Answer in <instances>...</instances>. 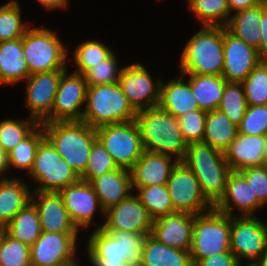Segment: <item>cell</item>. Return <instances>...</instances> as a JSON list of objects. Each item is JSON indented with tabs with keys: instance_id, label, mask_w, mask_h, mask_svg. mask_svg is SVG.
<instances>
[{
	"instance_id": "e575fe53",
	"label": "cell",
	"mask_w": 267,
	"mask_h": 266,
	"mask_svg": "<svg viewBox=\"0 0 267 266\" xmlns=\"http://www.w3.org/2000/svg\"><path fill=\"white\" fill-rule=\"evenodd\" d=\"M190 12L201 25L226 26L230 19L227 0H187Z\"/></svg>"
},
{
	"instance_id": "2e32d148",
	"label": "cell",
	"mask_w": 267,
	"mask_h": 266,
	"mask_svg": "<svg viewBox=\"0 0 267 266\" xmlns=\"http://www.w3.org/2000/svg\"><path fill=\"white\" fill-rule=\"evenodd\" d=\"M64 71L34 73L25 80V103L29 116L39 124L51 114L60 77Z\"/></svg>"
},
{
	"instance_id": "5b68a950",
	"label": "cell",
	"mask_w": 267,
	"mask_h": 266,
	"mask_svg": "<svg viewBox=\"0 0 267 266\" xmlns=\"http://www.w3.org/2000/svg\"><path fill=\"white\" fill-rule=\"evenodd\" d=\"M136 113L119 83L88 86L81 121L96 129L135 120Z\"/></svg>"
},
{
	"instance_id": "9a60e30c",
	"label": "cell",
	"mask_w": 267,
	"mask_h": 266,
	"mask_svg": "<svg viewBox=\"0 0 267 266\" xmlns=\"http://www.w3.org/2000/svg\"><path fill=\"white\" fill-rule=\"evenodd\" d=\"M105 220L95 229L104 231H127L133 233L151 234L153 219L133 192L116 206L105 211Z\"/></svg>"
},
{
	"instance_id": "816d5d0a",
	"label": "cell",
	"mask_w": 267,
	"mask_h": 266,
	"mask_svg": "<svg viewBox=\"0 0 267 266\" xmlns=\"http://www.w3.org/2000/svg\"><path fill=\"white\" fill-rule=\"evenodd\" d=\"M227 2H228L229 12H230V17L231 15L239 11L252 8L260 4L259 0H227Z\"/></svg>"
},
{
	"instance_id": "f6af8a7d",
	"label": "cell",
	"mask_w": 267,
	"mask_h": 266,
	"mask_svg": "<svg viewBox=\"0 0 267 266\" xmlns=\"http://www.w3.org/2000/svg\"><path fill=\"white\" fill-rule=\"evenodd\" d=\"M206 114V111L197 109L192 112L189 111L178 118L182 136L188 145L203 142Z\"/></svg>"
},
{
	"instance_id": "ffe728a7",
	"label": "cell",
	"mask_w": 267,
	"mask_h": 266,
	"mask_svg": "<svg viewBox=\"0 0 267 266\" xmlns=\"http://www.w3.org/2000/svg\"><path fill=\"white\" fill-rule=\"evenodd\" d=\"M265 207L253 195V190L245 176L240 171L232 170L227 179L226 191L223 198L215 206L217 210L231 217L255 216L256 210ZM236 208L239 213L234 214Z\"/></svg>"
},
{
	"instance_id": "7c38bea8",
	"label": "cell",
	"mask_w": 267,
	"mask_h": 266,
	"mask_svg": "<svg viewBox=\"0 0 267 266\" xmlns=\"http://www.w3.org/2000/svg\"><path fill=\"white\" fill-rule=\"evenodd\" d=\"M87 82L84 75L66 69L60 77L51 114L43 122L81 121L86 102Z\"/></svg>"
},
{
	"instance_id": "f35d334b",
	"label": "cell",
	"mask_w": 267,
	"mask_h": 266,
	"mask_svg": "<svg viewBox=\"0 0 267 266\" xmlns=\"http://www.w3.org/2000/svg\"><path fill=\"white\" fill-rule=\"evenodd\" d=\"M247 107V99L242 83L227 82L218 110L223 112L238 127L241 124Z\"/></svg>"
},
{
	"instance_id": "c3c4849f",
	"label": "cell",
	"mask_w": 267,
	"mask_h": 266,
	"mask_svg": "<svg viewBox=\"0 0 267 266\" xmlns=\"http://www.w3.org/2000/svg\"><path fill=\"white\" fill-rule=\"evenodd\" d=\"M240 172L245 176L251 186L253 195H256L257 199L264 206H267V167H249L240 170Z\"/></svg>"
},
{
	"instance_id": "d590c367",
	"label": "cell",
	"mask_w": 267,
	"mask_h": 266,
	"mask_svg": "<svg viewBox=\"0 0 267 266\" xmlns=\"http://www.w3.org/2000/svg\"><path fill=\"white\" fill-rule=\"evenodd\" d=\"M135 191L137 197L153 220L175 213L166 185L139 187Z\"/></svg>"
},
{
	"instance_id": "3957f363",
	"label": "cell",
	"mask_w": 267,
	"mask_h": 266,
	"mask_svg": "<svg viewBox=\"0 0 267 266\" xmlns=\"http://www.w3.org/2000/svg\"><path fill=\"white\" fill-rule=\"evenodd\" d=\"M45 138L61 155V159L81 176L87 166L96 129L83 121L42 122Z\"/></svg>"
},
{
	"instance_id": "9f6ffc18",
	"label": "cell",
	"mask_w": 267,
	"mask_h": 266,
	"mask_svg": "<svg viewBox=\"0 0 267 266\" xmlns=\"http://www.w3.org/2000/svg\"><path fill=\"white\" fill-rule=\"evenodd\" d=\"M264 141H265V146L263 151L262 166L267 167V132L264 135Z\"/></svg>"
},
{
	"instance_id": "681fc988",
	"label": "cell",
	"mask_w": 267,
	"mask_h": 266,
	"mask_svg": "<svg viewBox=\"0 0 267 266\" xmlns=\"http://www.w3.org/2000/svg\"><path fill=\"white\" fill-rule=\"evenodd\" d=\"M238 262L233 253H220L201 259L195 266H236Z\"/></svg>"
},
{
	"instance_id": "52a82bcc",
	"label": "cell",
	"mask_w": 267,
	"mask_h": 266,
	"mask_svg": "<svg viewBox=\"0 0 267 266\" xmlns=\"http://www.w3.org/2000/svg\"><path fill=\"white\" fill-rule=\"evenodd\" d=\"M22 46L30 75L68 69L67 46L52 29L30 26L22 37Z\"/></svg>"
},
{
	"instance_id": "8fae6325",
	"label": "cell",
	"mask_w": 267,
	"mask_h": 266,
	"mask_svg": "<svg viewBox=\"0 0 267 266\" xmlns=\"http://www.w3.org/2000/svg\"><path fill=\"white\" fill-rule=\"evenodd\" d=\"M166 186L175 212L197 215L213 208L203 196L199 181L183 162L173 168Z\"/></svg>"
},
{
	"instance_id": "4dcf8cb0",
	"label": "cell",
	"mask_w": 267,
	"mask_h": 266,
	"mask_svg": "<svg viewBox=\"0 0 267 266\" xmlns=\"http://www.w3.org/2000/svg\"><path fill=\"white\" fill-rule=\"evenodd\" d=\"M267 5L259 4L231 15L225 28L256 50L261 41L260 21Z\"/></svg>"
},
{
	"instance_id": "ba28073f",
	"label": "cell",
	"mask_w": 267,
	"mask_h": 266,
	"mask_svg": "<svg viewBox=\"0 0 267 266\" xmlns=\"http://www.w3.org/2000/svg\"><path fill=\"white\" fill-rule=\"evenodd\" d=\"M28 176L38 184L33 190L39 192H59L80 180L46 138L39 144Z\"/></svg>"
},
{
	"instance_id": "91938a15",
	"label": "cell",
	"mask_w": 267,
	"mask_h": 266,
	"mask_svg": "<svg viewBox=\"0 0 267 266\" xmlns=\"http://www.w3.org/2000/svg\"><path fill=\"white\" fill-rule=\"evenodd\" d=\"M260 4L267 5V0H259Z\"/></svg>"
},
{
	"instance_id": "f1b7e54d",
	"label": "cell",
	"mask_w": 267,
	"mask_h": 266,
	"mask_svg": "<svg viewBox=\"0 0 267 266\" xmlns=\"http://www.w3.org/2000/svg\"><path fill=\"white\" fill-rule=\"evenodd\" d=\"M190 83L199 109L212 111L218 109L227 81L218 75L182 74Z\"/></svg>"
},
{
	"instance_id": "603a6c76",
	"label": "cell",
	"mask_w": 267,
	"mask_h": 266,
	"mask_svg": "<svg viewBox=\"0 0 267 266\" xmlns=\"http://www.w3.org/2000/svg\"><path fill=\"white\" fill-rule=\"evenodd\" d=\"M90 184L104 212L135 192L132 191L130 170L121 167L94 178Z\"/></svg>"
},
{
	"instance_id": "5bb4252c",
	"label": "cell",
	"mask_w": 267,
	"mask_h": 266,
	"mask_svg": "<svg viewBox=\"0 0 267 266\" xmlns=\"http://www.w3.org/2000/svg\"><path fill=\"white\" fill-rule=\"evenodd\" d=\"M161 81L162 78L154 81L147 68L136 62L122 67L118 83L129 103L138 111L158 106Z\"/></svg>"
},
{
	"instance_id": "7a4b0ae2",
	"label": "cell",
	"mask_w": 267,
	"mask_h": 266,
	"mask_svg": "<svg viewBox=\"0 0 267 266\" xmlns=\"http://www.w3.org/2000/svg\"><path fill=\"white\" fill-rule=\"evenodd\" d=\"M182 162L199 181L203 196L215 207L225 194L227 179L232 171L224 152L204 142L192 143L188 145Z\"/></svg>"
},
{
	"instance_id": "484cf974",
	"label": "cell",
	"mask_w": 267,
	"mask_h": 266,
	"mask_svg": "<svg viewBox=\"0 0 267 266\" xmlns=\"http://www.w3.org/2000/svg\"><path fill=\"white\" fill-rule=\"evenodd\" d=\"M86 254L91 266H129L121 255L120 238L102 228L94 229L87 240Z\"/></svg>"
},
{
	"instance_id": "e0dca14e",
	"label": "cell",
	"mask_w": 267,
	"mask_h": 266,
	"mask_svg": "<svg viewBox=\"0 0 267 266\" xmlns=\"http://www.w3.org/2000/svg\"><path fill=\"white\" fill-rule=\"evenodd\" d=\"M223 54L221 76L227 82H242L261 61L255 48L234 36L224 26Z\"/></svg>"
},
{
	"instance_id": "b9f144b4",
	"label": "cell",
	"mask_w": 267,
	"mask_h": 266,
	"mask_svg": "<svg viewBox=\"0 0 267 266\" xmlns=\"http://www.w3.org/2000/svg\"><path fill=\"white\" fill-rule=\"evenodd\" d=\"M119 168L111 155L106 151L101 142L96 139L91 148L87 166L80 179L90 183L94 178H97L104 173L114 171Z\"/></svg>"
},
{
	"instance_id": "74e56055",
	"label": "cell",
	"mask_w": 267,
	"mask_h": 266,
	"mask_svg": "<svg viewBox=\"0 0 267 266\" xmlns=\"http://www.w3.org/2000/svg\"><path fill=\"white\" fill-rule=\"evenodd\" d=\"M20 7L18 0L0 5V42L22 38L31 26L30 23H23Z\"/></svg>"
},
{
	"instance_id": "bcb514c9",
	"label": "cell",
	"mask_w": 267,
	"mask_h": 266,
	"mask_svg": "<svg viewBox=\"0 0 267 266\" xmlns=\"http://www.w3.org/2000/svg\"><path fill=\"white\" fill-rule=\"evenodd\" d=\"M114 238H120L121 255L127 259L129 266H141L144 234L127 231H107Z\"/></svg>"
},
{
	"instance_id": "ab89813d",
	"label": "cell",
	"mask_w": 267,
	"mask_h": 266,
	"mask_svg": "<svg viewBox=\"0 0 267 266\" xmlns=\"http://www.w3.org/2000/svg\"><path fill=\"white\" fill-rule=\"evenodd\" d=\"M38 125L39 123L30 117H27V119H6L0 121V147L6 153L10 152Z\"/></svg>"
},
{
	"instance_id": "1f68e13d",
	"label": "cell",
	"mask_w": 267,
	"mask_h": 266,
	"mask_svg": "<svg viewBox=\"0 0 267 266\" xmlns=\"http://www.w3.org/2000/svg\"><path fill=\"white\" fill-rule=\"evenodd\" d=\"M238 133V127L220 110L207 111L203 142L225 152Z\"/></svg>"
},
{
	"instance_id": "83f0119b",
	"label": "cell",
	"mask_w": 267,
	"mask_h": 266,
	"mask_svg": "<svg viewBox=\"0 0 267 266\" xmlns=\"http://www.w3.org/2000/svg\"><path fill=\"white\" fill-rule=\"evenodd\" d=\"M29 76L22 38L0 42V83L13 85Z\"/></svg>"
},
{
	"instance_id": "d6986e66",
	"label": "cell",
	"mask_w": 267,
	"mask_h": 266,
	"mask_svg": "<svg viewBox=\"0 0 267 266\" xmlns=\"http://www.w3.org/2000/svg\"><path fill=\"white\" fill-rule=\"evenodd\" d=\"M193 223V214L175 212L154 219L150 235L171 248L190 251Z\"/></svg>"
},
{
	"instance_id": "4fadbf2b",
	"label": "cell",
	"mask_w": 267,
	"mask_h": 266,
	"mask_svg": "<svg viewBox=\"0 0 267 266\" xmlns=\"http://www.w3.org/2000/svg\"><path fill=\"white\" fill-rule=\"evenodd\" d=\"M78 234L42 231L40 237L30 247L31 266H69L80 264L75 258L78 247Z\"/></svg>"
},
{
	"instance_id": "94428289",
	"label": "cell",
	"mask_w": 267,
	"mask_h": 266,
	"mask_svg": "<svg viewBox=\"0 0 267 266\" xmlns=\"http://www.w3.org/2000/svg\"><path fill=\"white\" fill-rule=\"evenodd\" d=\"M81 264H76V265H69V266H80Z\"/></svg>"
},
{
	"instance_id": "4316f807",
	"label": "cell",
	"mask_w": 267,
	"mask_h": 266,
	"mask_svg": "<svg viewBox=\"0 0 267 266\" xmlns=\"http://www.w3.org/2000/svg\"><path fill=\"white\" fill-rule=\"evenodd\" d=\"M18 177L0 179V224L5 228L32 201L33 190Z\"/></svg>"
},
{
	"instance_id": "cb8c5ba5",
	"label": "cell",
	"mask_w": 267,
	"mask_h": 266,
	"mask_svg": "<svg viewBox=\"0 0 267 266\" xmlns=\"http://www.w3.org/2000/svg\"><path fill=\"white\" fill-rule=\"evenodd\" d=\"M184 76L179 73L178 76L168 82L162 80L160 85V101L158 106L179 118L187 112L199 109L196 99L191 92L190 83L184 81Z\"/></svg>"
},
{
	"instance_id": "f907efd6",
	"label": "cell",
	"mask_w": 267,
	"mask_h": 266,
	"mask_svg": "<svg viewBox=\"0 0 267 266\" xmlns=\"http://www.w3.org/2000/svg\"><path fill=\"white\" fill-rule=\"evenodd\" d=\"M259 29L261 32V41L257 53L261 60H267V8L262 12Z\"/></svg>"
},
{
	"instance_id": "d4e9b609",
	"label": "cell",
	"mask_w": 267,
	"mask_h": 266,
	"mask_svg": "<svg viewBox=\"0 0 267 266\" xmlns=\"http://www.w3.org/2000/svg\"><path fill=\"white\" fill-rule=\"evenodd\" d=\"M264 146V135L250 136L237 133L236 138L224 152L226 162L234 171L262 166Z\"/></svg>"
},
{
	"instance_id": "db71d44e",
	"label": "cell",
	"mask_w": 267,
	"mask_h": 266,
	"mask_svg": "<svg viewBox=\"0 0 267 266\" xmlns=\"http://www.w3.org/2000/svg\"><path fill=\"white\" fill-rule=\"evenodd\" d=\"M7 153L0 147V179L6 177Z\"/></svg>"
},
{
	"instance_id": "ee69618b",
	"label": "cell",
	"mask_w": 267,
	"mask_h": 266,
	"mask_svg": "<svg viewBox=\"0 0 267 266\" xmlns=\"http://www.w3.org/2000/svg\"><path fill=\"white\" fill-rule=\"evenodd\" d=\"M114 53L84 74L87 86L118 83L122 68Z\"/></svg>"
},
{
	"instance_id": "7bdbcfd3",
	"label": "cell",
	"mask_w": 267,
	"mask_h": 266,
	"mask_svg": "<svg viewBox=\"0 0 267 266\" xmlns=\"http://www.w3.org/2000/svg\"><path fill=\"white\" fill-rule=\"evenodd\" d=\"M0 266H31L30 247L4 231L0 237Z\"/></svg>"
},
{
	"instance_id": "836d02e7",
	"label": "cell",
	"mask_w": 267,
	"mask_h": 266,
	"mask_svg": "<svg viewBox=\"0 0 267 266\" xmlns=\"http://www.w3.org/2000/svg\"><path fill=\"white\" fill-rule=\"evenodd\" d=\"M45 139L42 124H39L26 138L17 144L10 152L7 153L8 173L13 167L27 171L28 175L33 167L39 144Z\"/></svg>"
},
{
	"instance_id": "f5cc1de1",
	"label": "cell",
	"mask_w": 267,
	"mask_h": 266,
	"mask_svg": "<svg viewBox=\"0 0 267 266\" xmlns=\"http://www.w3.org/2000/svg\"><path fill=\"white\" fill-rule=\"evenodd\" d=\"M38 4H41L46 11H55L56 9H66L69 4V0H37Z\"/></svg>"
},
{
	"instance_id": "7dc6e473",
	"label": "cell",
	"mask_w": 267,
	"mask_h": 266,
	"mask_svg": "<svg viewBox=\"0 0 267 266\" xmlns=\"http://www.w3.org/2000/svg\"><path fill=\"white\" fill-rule=\"evenodd\" d=\"M267 132V105H248L238 126V133L245 135H265Z\"/></svg>"
},
{
	"instance_id": "44dd1931",
	"label": "cell",
	"mask_w": 267,
	"mask_h": 266,
	"mask_svg": "<svg viewBox=\"0 0 267 266\" xmlns=\"http://www.w3.org/2000/svg\"><path fill=\"white\" fill-rule=\"evenodd\" d=\"M39 215L42 231L79 233L72 222L59 192L33 191L32 201Z\"/></svg>"
},
{
	"instance_id": "6f0895ef",
	"label": "cell",
	"mask_w": 267,
	"mask_h": 266,
	"mask_svg": "<svg viewBox=\"0 0 267 266\" xmlns=\"http://www.w3.org/2000/svg\"><path fill=\"white\" fill-rule=\"evenodd\" d=\"M236 266H255L254 263H248V262H238Z\"/></svg>"
},
{
	"instance_id": "f546056e",
	"label": "cell",
	"mask_w": 267,
	"mask_h": 266,
	"mask_svg": "<svg viewBox=\"0 0 267 266\" xmlns=\"http://www.w3.org/2000/svg\"><path fill=\"white\" fill-rule=\"evenodd\" d=\"M141 266H194L190 251L171 248L153 236L143 242Z\"/></svg>"
},
{
	"instance_id": "8d00e7d4",
	"label": "cell",
	"mask_w": 267,
	"mask_h": 266,
	"mask_svg": "<svg viewBox=\"0 0 267 266\" xmlns=\"http://www.w3.org/2000/svg\"><path fill=\"white\" fill-rule=\"evenodd\" d=\"M73 51L74 72L84 75L89 69L107 59L114 51L99 40H86L79 43Z\"/></svg>"
},
{
	"instance_id": "7402d4cb",
	"label": "cell",
	"mask_w": 267,
	"mask_h": 266,
	"mask_svg": "<svg viewBox=\"0 0 267 266\" xmlns=\"http://www.w3.org/2000/svg\"><path fill=\"white\" fill-rule=\"evenodd\" d=\"M178 162L173 157L144 150L130 169L132 190L151 185H166Z\"/></svg>"
},
{
	"instance_id": "30bf717a",
	"label": "cell",
	"mask_w": 267,
	"mask_h": 266,
	"mask_svg": "<svg viewBox=\"0 0 267 266\" xmlns=\"http://www.w3.org/2000/svg\"><path fill=\"white\" fill-rule=\"evenodd\" d=\"M230 247L239 262L254 263L267 251V224L255 216L231 217Z\"/></svg>"
},
{
	"instance_id": "d6a6232c",
	"label": "cell",
	"mask_w": 267,
	"mask_h": 266,
	"mask_svg": "<svg viewBox=\"0 0 267 266\" xmlns=\"http://www.w3.org/2000/svg\"><path fill=\"white\" fill-rule=\"evenodd\" d=\"M12 238L31 247L42 234L35 205L31 202L22 208L4 230Z\"/></svg>"
},
{
	"instance_id": "ac0fdd59",
	"label": "cell",
	"mask_w": 267,
	"mask_h": 266,
	"mask_svg": "<svg viewBox=\"0 0 267 266\" xmlns=\"http://www.w3.org/2000/svg\"><path fill=\"white\" fill-rule=\"evenodd\" d=\"M62 196L65 208L75 226L80 229L90 227L97 210L105 212L101 207L99 199L90 183L78 180L59 191Z\"/></svg>"
},
{
	"instance_id": "680465c9",
	"label": "cell",
	"mask_w": 267,
	"mask_h": 266,
	"mask_svg": "<svg viewBox=\"0 0 267 266\" xmlns=\"http://www.w3.org/2000/svg\"><path fill=\"white\" fill-rule=\"evenodd\" d=\"M4 230H5V228L0 224V237L3 234Z\"/></svg>"
},
{
	"instance_id": "277c9868",
	"label": "cell",
	"mask_w": 267,
	"mask_h": 266,
	"mask_svg": "<svg viewBox=\"0 0 267 266\" xmlns=\"http://www.w3.org/2000/svg\"><path fill=\"white\" fill-rule=\"evenodd\" d=\"M181 74L222 75L223 26L202 25L180 56Z\"/></svg>"
},
{
	"instance_id": "8992f818",
	"label": "cell",
	"mask_w": 267,
	"mask_h": 266,
	"mask_svg": "<svg viewBox=\"0 0 267 266\" xmlns=\"http://www.w3.org/2000/svg\"><path fill=\"white\" fill-rule=\"evenodd\" d=\"M231 216L215 207L194 215L193 236L190 254L195 266L201 259L220 254L232 253L230 247Z\"/></svg>"
},
{
	"instance_id": "6da1fadb",
	"label": "cell",
	"mask_w": 267,
	"mask_h": 266,
	"mask_svg": "<svg viewBox=\"0 0 267 266\" xmlns=\"http://www.w3.org/2000/svg\"><path fill=\"white\" fill-rule=\"evenodd\" d=\"M135 121L140 130L144 150L183 161L188 144L182 136L177 118L156 106L138 110Z\"/></svg>"
},
{
	"instance_id": "11a10c76",
	"label": "cell",
	"mask_w": 267,
	"mask_h": 266,
	"mask_svg": "<svg viewBox=\"0 0 267 266\" xmlns=\"http://www.w3.org/2000/svg\"><path fill=\"white\" fill-rule=\"evenodd\" d=\"M254 264L255 266H267V251Z\"/></svg>"
},
{
	"instance_id": "9c48e42d",
	"label": "cell",
	"mask_w": 267,
	"mask_h": 266,
	"mask_svg": "<svg viewBox=\"0 0 267 266\" xmlns=\"http://www.w3.org/2000/svg\"><path fill=\"white\" fill-rule=\"evenodd\" d=\"M96 136L118 167L130 170L144 152L135 120L100 126Z\"/></svg>"
},
{
	"instance_id": "60d3db41",
	"label": "cell",
	"mask_w": 267,
	"mask_h": 266,
	"mask_svg": "<svg viewBox=\"0 0 267 266\" xmlns=\"http://www.w3.org/2000/svg\"><path fill=\"white\" fill-rule=\"evenodd\" d=\"M241 83L248 105H267V60H261Z\"/></svg>"
}]
</instances>
